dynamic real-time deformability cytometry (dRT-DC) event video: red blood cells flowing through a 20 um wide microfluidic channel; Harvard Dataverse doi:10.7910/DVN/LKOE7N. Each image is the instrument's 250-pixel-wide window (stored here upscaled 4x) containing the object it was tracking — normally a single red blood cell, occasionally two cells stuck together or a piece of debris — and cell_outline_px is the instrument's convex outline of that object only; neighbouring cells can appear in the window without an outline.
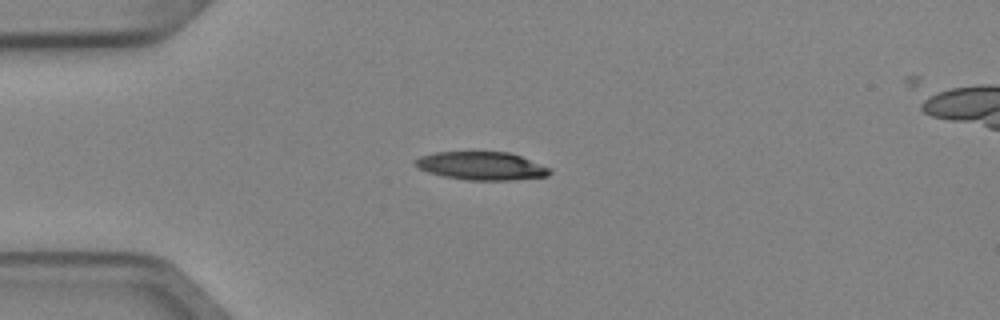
{"species": "Egyptian fruit bat (a non-hibernating species)", "species_latin": "Rousettus aegyptiacus", "temperature_condition": "cold", "stored_images_in_passage": 5, "camera_frame_rate_fps": 3000, "um_per_image_px": 0.085, "animal": {"sex": "female"}, "frame": {"image": 1, "passage_image": 3, "time_ms": 0.667, "image_size_px": [1000, 320], "cell_outline_px": [[552, 172], [548, 176], [512, 180], [468, 180], [444, 176], [428, 172], [420, 168], [416, 164], [416, 160], [420, 156], [436, 152], [508, 152], [520, 156], [552, 168]], "centroid_in_image_um": [40.98, 14.1], "position_along_channel_um": 44.0, "area_um2": 21.91}}
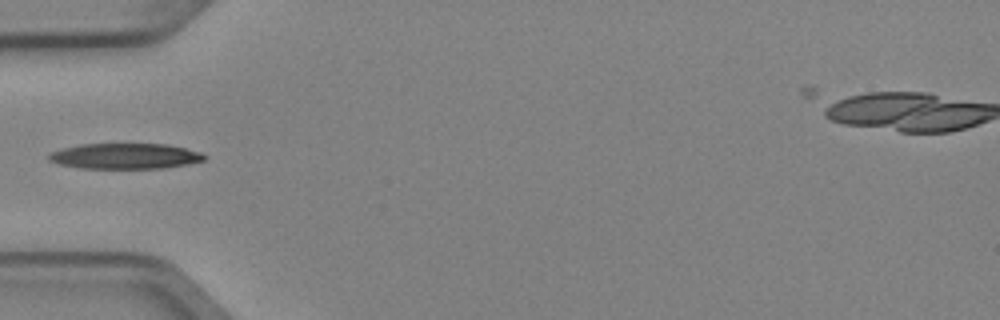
{"frame": {"image": 2, "passage_image": 4, "time_ms": 1.0, "image_size_px": [1000, 320], "cell_outline_px": [[208, 156], [204, 160], [188, 164], [164, 168], [80, 168], [60, 164], [48, 160], [48, 156], [52, 152], [64, 148], [80, 144], [168, 144], [200, 152]], "centroid_in_image_um": [10.66, 13.27], "position_along_channel_um": 74.3, "area_um2": 23.06}}
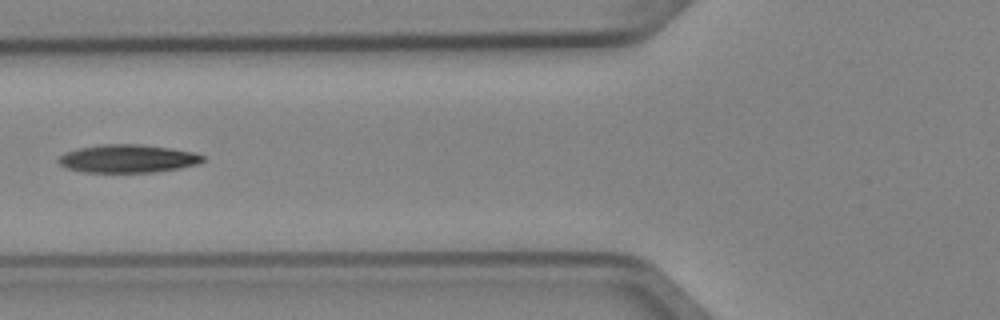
{"frame": {"image": 3, "passage_image": 5, "time_ms": 1.333, "image_size_px": [1000, 320], "cell_outline_px": [[204, 160], [196, 164], [180, 168], [152, 172], [84, 172], [64, 168], [56, 160], [64, 152], [80, 148], [100, 144], [140, 144], [172, 148], [192, 152], [204, 156]], "centroid_in_image_um": [10.81, 13.48], "position_along_channel_um": 115.0, "area_um2": 23.64}}